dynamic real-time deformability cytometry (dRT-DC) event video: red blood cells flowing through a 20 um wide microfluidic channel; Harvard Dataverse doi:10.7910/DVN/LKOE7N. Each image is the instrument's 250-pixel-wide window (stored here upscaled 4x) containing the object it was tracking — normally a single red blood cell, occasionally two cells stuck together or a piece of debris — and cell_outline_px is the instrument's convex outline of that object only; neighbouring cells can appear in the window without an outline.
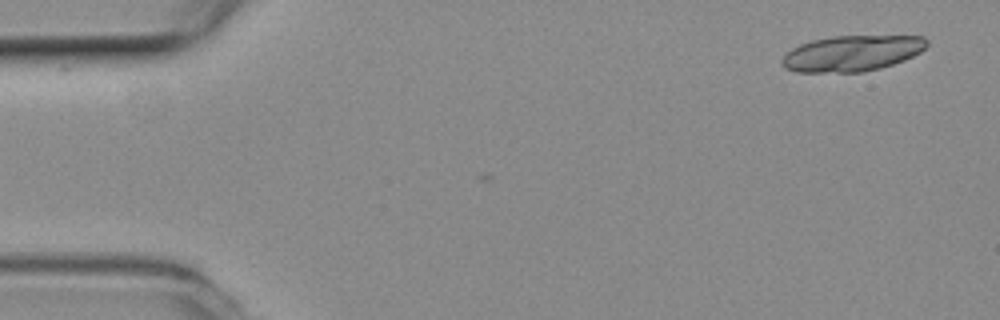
{"species": "common noctule bat (a hibernating species)", "species_latin": "Nyctalus noctula", "temperature_condition": "room temperature", "stored_images_in_passage": 4, "camera_frame_rate_fps": 3000, "um_per_image_px": 0.085, "animal": {"sex": "female", "body_mass_g": 19.3, "forearm_length_mm": 54.1}, "frame": {"image": 1, "passage_image": 1, "time_ms": 0.0, "image_size_px": [1000, 320], "cell_outline_px": [[928, 44], [920, 52], [904, 60], [880, 68], [864, 72], [796, 72], [784, 68], [780, 64], [780, 60], [792, 48], [800, 44], [812, 40], [832, 36], [924, 36], [928, 40]], "centroid_in_image_um": [72.39, 4.53], "position_along_channel_um": 12.6, "area_um2": 30.29}}